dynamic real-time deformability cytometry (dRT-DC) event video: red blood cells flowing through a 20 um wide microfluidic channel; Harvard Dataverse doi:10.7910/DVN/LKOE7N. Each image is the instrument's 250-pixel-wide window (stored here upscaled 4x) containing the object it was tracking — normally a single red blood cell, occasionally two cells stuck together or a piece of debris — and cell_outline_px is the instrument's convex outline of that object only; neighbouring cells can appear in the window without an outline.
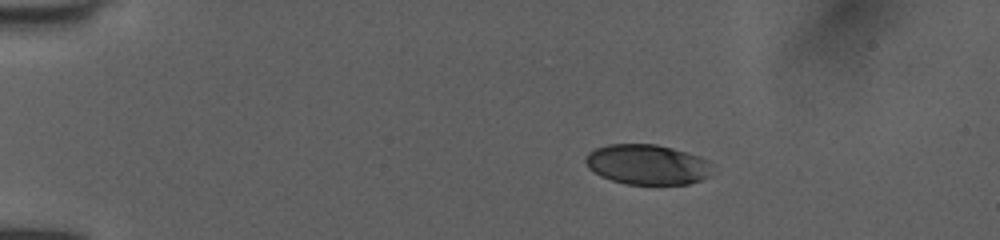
{"species": "human", "species_latin": "Homo sapiens", "temperature_condition": "room temperature", "stored_images_in_passage": 43, "camera_frame_rate_fps": 3000, "um_per_image_px": 0.085, "donor": {"sex": "female"}, "frame": {"image": 1, "passage_image": 1, "time_ms": 0.0, "image_size_px": [1000, 240], "cell_outline_px": [[712, 176], [688, 184], [624, 184], [600, 176], [588, 168], [584, 160], [588, 152], [596, 148], [608, 144], [656, 144], [672, 148], [700, 156], [708, 160], [712, 164]], "centroid_in_image_um": [55.03, 13.98], "position_along_channel_um": 30.0, "area_um2": 29.94}}
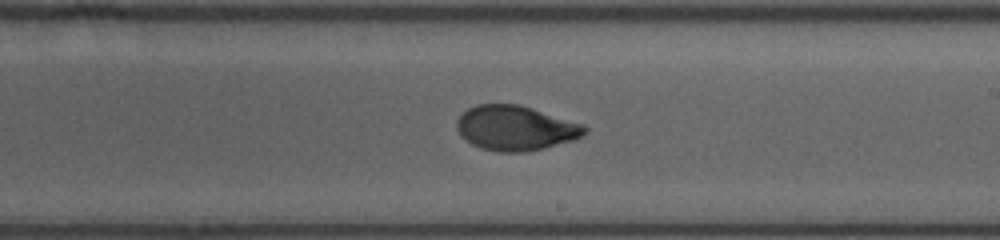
{"frame": {"image": 2, "passage_image": 23, "time_ms": 7.333, "image_size_px": [1000, 240], "cell_outline_px": [[588, 132], [584, 136], [576, 140], [544, 148], [524, 152], [496, 152], [480, 148], [472, 144], [460, 136], [456, 128], [456, 120], [468, 108], [476, 104], [520, 104], [584, 124], [588, 128]], "centroid_in_image_um": [43.84, 10.89], "position_along_channel_um": 245.2, "area_um2": 33.87}}
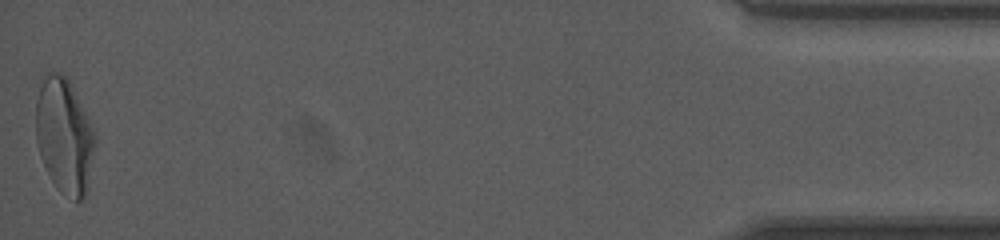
{"frame": {"image": 3, "passage_image": 43, "time_ms": 14.0, "image_size_px": [1000, 240], "cell_outline_px": [[96, 140], [84, 196], [80, 200], [76, 200], [60, 192], [52, 180], [40, 156], [36, 140], [36, 100], [40, 88], [48, 72], [60, 72], [68, 80], [96, 132]], "centroid_in_image_um": [5.46, 11.53], "position_along_channel_um": 429.7, "area_um2": 38.9}, "authors_computed_cell_mechanics": {"area_um2": 33.524, "velocity_mm_per_s": 4.0326, "shape_relaxation_time_tau1_ms": 4.9, "shape_relaxation_time_tau2_ms": 1.0228, "deformation_change_tau1": 0.1909, "deformation_change_tau2": 0.0524}}